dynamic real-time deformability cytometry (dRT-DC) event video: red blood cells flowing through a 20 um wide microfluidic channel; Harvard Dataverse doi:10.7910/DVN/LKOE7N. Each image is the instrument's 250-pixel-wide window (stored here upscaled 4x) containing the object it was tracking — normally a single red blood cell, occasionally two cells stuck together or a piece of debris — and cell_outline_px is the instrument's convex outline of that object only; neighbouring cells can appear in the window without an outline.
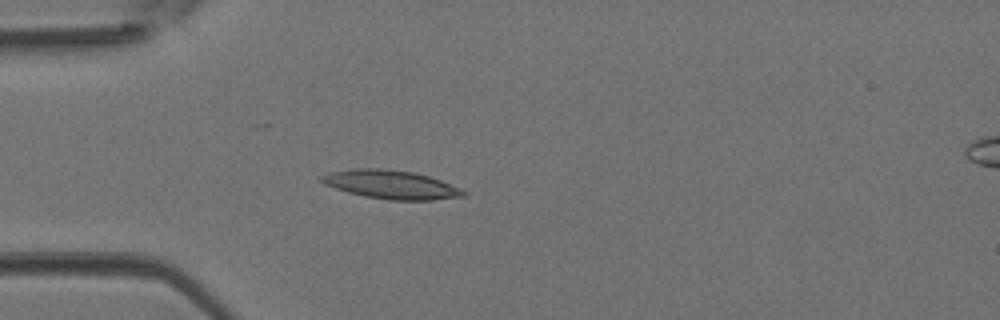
{"species": "Egyptian fruit bat (a non-hibernating species)", "species_latin": "Rousettus aegyptiacus", "temperature_condition": "room temperature", "stored_images_in_passage": 4, "camera_frame_rate_fps": 3000, "um_per_image_px": 0.085, "animal": {"sex": "female"}, "frame": {"image": 1, "passage_image": 3, "time_ms": 0.667, "image_size_px": [1000, 320], "cell_outline_px": [[468, 196], [432, 200], [388, 200], [364, 196], [348, 192], [324, 184], [320, 180], [320, 176], [332, 172], [352, 168], [376, 168], [412, 172], [428, 176], [440, 180], [460, 188], [468, 192]], "centroid_in_image_um": [33.27, 15.7], "position_along_channel_um": 51.7, "area_um2": 23.58}}